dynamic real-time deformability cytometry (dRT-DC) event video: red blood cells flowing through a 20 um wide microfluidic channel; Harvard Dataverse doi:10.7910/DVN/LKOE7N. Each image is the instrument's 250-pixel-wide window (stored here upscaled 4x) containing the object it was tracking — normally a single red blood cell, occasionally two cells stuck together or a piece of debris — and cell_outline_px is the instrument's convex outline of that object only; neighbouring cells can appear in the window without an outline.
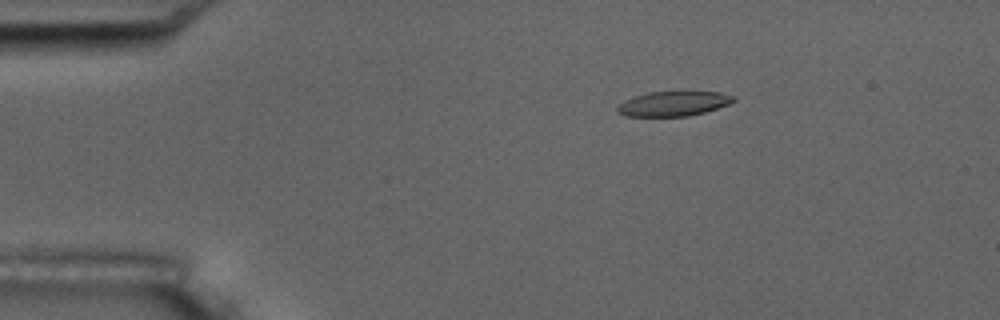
{"species": "common noctule bat (a hibernating species)", "species_latin": "Nyctalus noctula", "temperature_condition": "room temperature", "stored_images_in_passage": 5, "camera_frame_rate_fps": 3000, "um_per_image_px": 0.085, "animal": {"sex": "male", "body_mass_g": 17.5, "forearm_length_mm": 52.3}, "frame": {"image": 1, "passage_image": 5, "time_ms": 5.667, "image_size_px": [1000, 320], "cell_outline_px": [[736, 100], [728, 104], [704, 112], [688, 116], [624, 116], [616, 112], [616, 108], [624, 100], [632, 96], [648, 92], [684, 88], [688, 88], [720, 92], [736, 96]], "centroid_in_image_um": [57.27, 8.74], "position_along_channel_um": 27.7, "area_um2": 17.86}}